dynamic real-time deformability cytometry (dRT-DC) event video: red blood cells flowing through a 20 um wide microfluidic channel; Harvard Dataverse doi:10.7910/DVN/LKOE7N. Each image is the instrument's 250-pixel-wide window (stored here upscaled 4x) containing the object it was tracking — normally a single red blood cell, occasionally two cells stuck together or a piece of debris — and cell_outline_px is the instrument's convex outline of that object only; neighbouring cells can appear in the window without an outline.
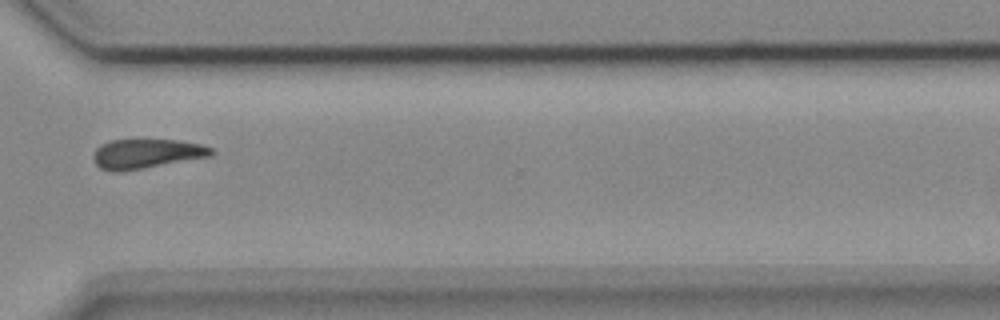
{"species": "common noctule bat (a hibernating species)", "species_latin": "Nyctalus noctula", "temperature_condition": "cold", "stored_images_in_passage": 12, "camera_frame_rate_fps": 3000, "um_per_image_px": 0.085, "animal": {"sex": "female", "body_mass_g": 18.4}, "frame": {"image": 1, "passage_image": 9, "time_ms": 2.667, "image_size_px": [1000, 320], "cell_outline_px": [[216, 152], [212, 156], [144, 168], [116, 172], [112, 172], [100, 168], [96, 164], [92, 156], [96, 148], [100, 144], [108, 140], [180, 140], [200, 144], [212, 148]], "centroid_in_image_um": [12.44, 13.06], "position_along_channel_um": 358.2, "area_um2": 20.4}}
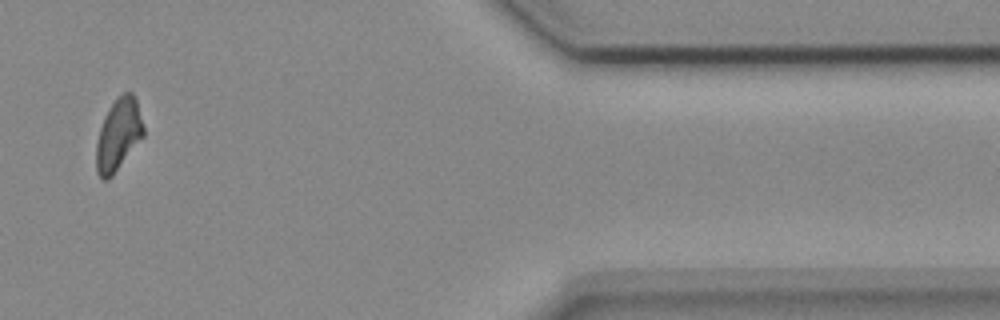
{"frame": {"image": 2, "passage_image": 10, "time_ms": 3.0, "image_size_px": [1000, 320], "cell_outline_px": [[144, 136], [112, 176], [108, 180], [100, 180], [96, 172], [96, 144], [100, 128], [104, 116], [108, 108], [116, 96], [124, 92], [132, 92], [136, 96], [144, 128]], "centroid_in_image_um": [10.06, 11.43], "position_along_channel_um": 401.3, "area_um2": 20.17}}